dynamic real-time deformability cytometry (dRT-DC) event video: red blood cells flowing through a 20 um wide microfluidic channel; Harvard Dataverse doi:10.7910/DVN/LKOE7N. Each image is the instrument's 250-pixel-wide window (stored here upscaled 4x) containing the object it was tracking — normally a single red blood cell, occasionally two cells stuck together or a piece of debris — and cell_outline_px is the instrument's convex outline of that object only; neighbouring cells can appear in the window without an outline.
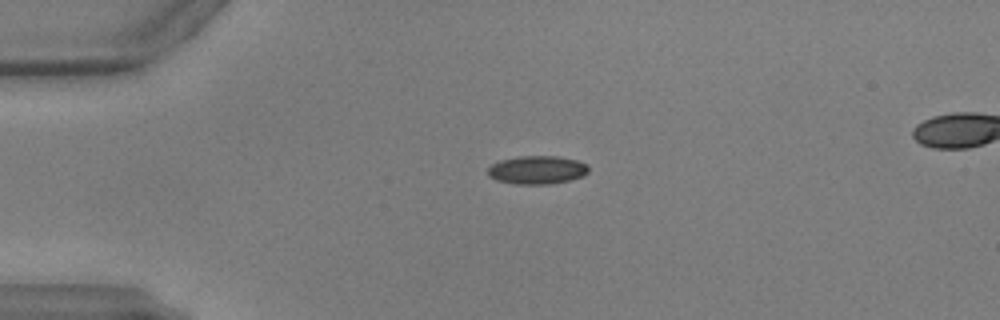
{"species": "common noctule bat (a hibernating species)", "species_latin": "Nyctalus noctula", "temperature_condition": "warm", "stored_images_in_passage": 40, "camera_frame_rate_fps": 3000, "um_per_image_px": 0.085, "animal": {"sex": "male", "body_mass_g": 17.9, "forearm_length_mm": 54.2}, "frame": {"image": 1, "passage_image": 1, "time_ms": 0.0, "image_size_px": [1000, 320], "cell_outline_px": [[588, 172], [584, 176], [568, 180], [548, 184], [516, 184], [496, 180], [488, 176], [488, 168], [492, 164], [500, 160], [520, 156], [560, 156], [576, 160], [588, 164]], "centroid_in_image_um": [45.66, 14.44], "position_along_channel_um": 39.3, "area_um2": 16.65}}
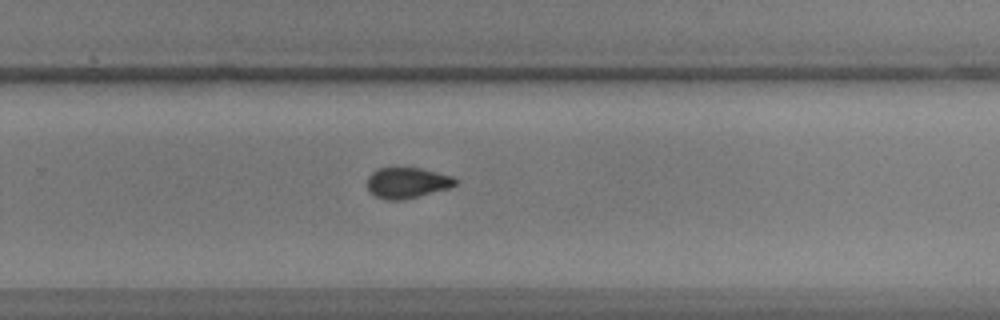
{"frame": {"image": 2, "passage_image": 23, "time_ms": 7.333, "image_size_px": [1000, 320], "cell_outline_px": [[456, 184], [448, 188], [400, 200], [384, 200], [376, 196], [368, 188], [368, 176], [376, 168], [420, 168], [456, 176]], "centroid_in_image_um": [34.61, 15.52], "position_along_channel_um": 295.2, "area_um2": 15.61}}
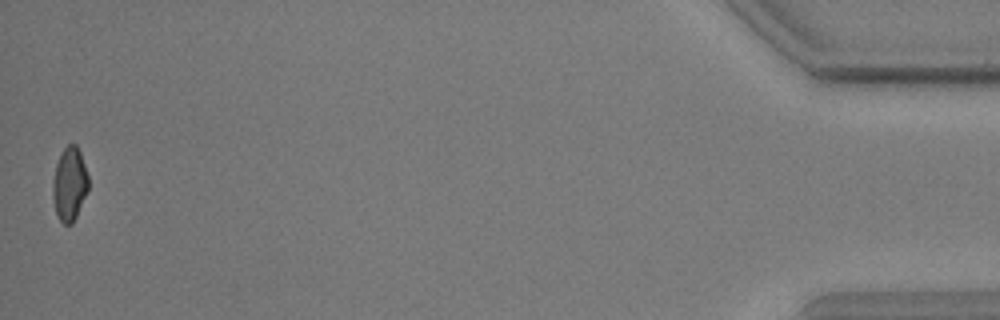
{"frame": {"image": 3, "passage_image": 40, "time_ms": 13.0, "image_size_px": [1000, 320], "cell_outline_px": [[88, 192], [72, 224], [64, 224], [60, 220], [56, 212], [52, 196], [52, 184], [56, 164], [64, 148], [68, 144], [76, 144], [80, 152], [88, 176]], "centroid_in_image_um": [5.91, 15.65], "position_along_channel_um": 429.3, "area_um2": 15.2}, "authors_computed_cell_mechanics": {"area_um2": 16.184, "velocity_mm_per_s": 3.9329, "shape_relaxation_time_tau1_ms": null, "shape_relaxation_time_tau2_ms": 1.7547, "deformation_change_tau1": null, "deformation_change_tau2": 0.0556}}